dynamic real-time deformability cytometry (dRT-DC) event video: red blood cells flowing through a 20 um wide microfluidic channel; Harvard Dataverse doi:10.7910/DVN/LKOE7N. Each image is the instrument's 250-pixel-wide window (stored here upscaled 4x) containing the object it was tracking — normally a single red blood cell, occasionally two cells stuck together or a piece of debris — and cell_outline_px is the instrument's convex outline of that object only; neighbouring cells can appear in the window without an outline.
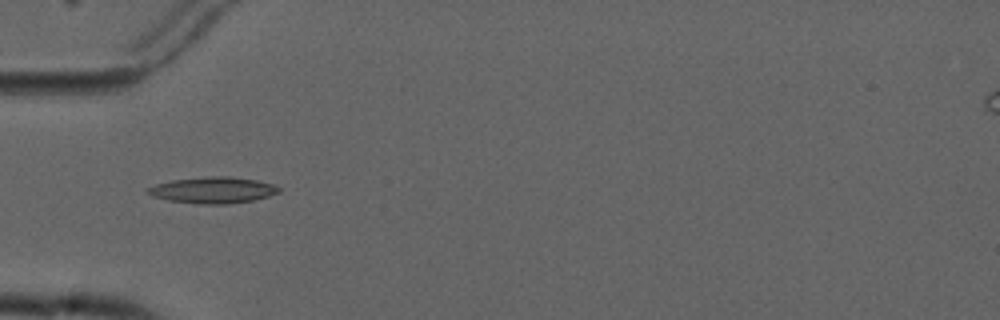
{"species": "common noctule bat (a hibernating species)", "species_latin": "Nyctalus noctula", "temperature_condition": "cold", "stored_images_in_passage": 9, "camera_frame_rate_fps": 3000, "um_per_image_px": 0.085, "animal": {"sex": "male", "forearm_length_mm": 52.5}, "frame": {"image": 1, "passage_image": 4, "time_ms": 3.333, "image_size_px": [1000, 320], "cell_outline_px": [[280, 192], [268, 196], [252, 200], [228, 204], [200, 204], [168, 200], [152, 196], [148, 192], [148, 188], [156, 184], [172, 180], [208, 176], [228, 176], [256, 180], [276, 184], [280, 188]], "centroid_in_image_um": [18.13, 16.15], "position_along_channel_um": 66.9, "area_um2": 20.0}}
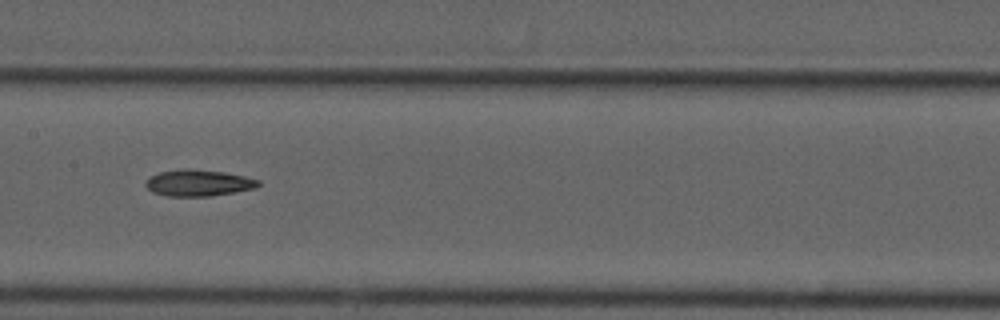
{"frame": {"image": 2, "passage_image": 7, "time_ms": 6.667, "image_size_px": [1000, 320], "cell_outline_px": [[260, 184], [256, 188], [208, 196], [168, 196], [152, 192], [144, 184], [152, 176], [160, 172], [184, 168], [188, 168], [224, 172], [244, 176], [260, 180]], "centroid_in_image_um": [16.87, 15.54], "position_along_channel_um": 190.5, "area_um2": 17.17}}
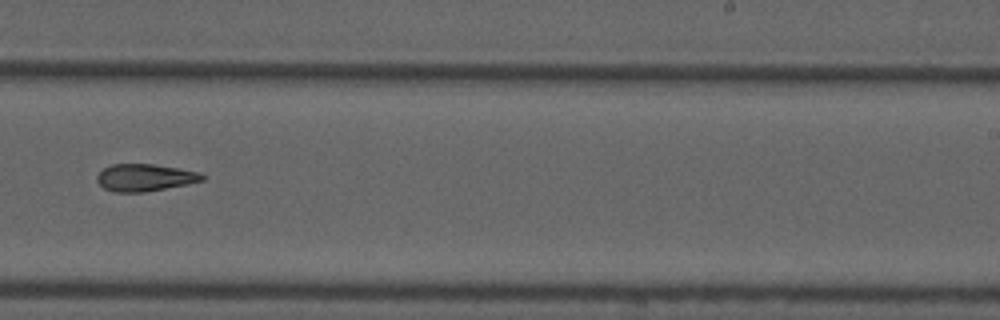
{"frame": {"image": 3, "passage_image": 9, "time_ms": 9.0, "image_size_px": [1000, 320], "cell_outline_px": [[204, 180], [188, 184], [144, 192], [116, 192], [104, 188], [96, 180], [96, 176], [104, 168], [112, 164], [152, 164], [180, 168], [200, 172], [204, 176]], "centroid_in_image_um": [12.32, 15.09], "position_along_channel_um": 276.7, "area_um2": 16.65}}